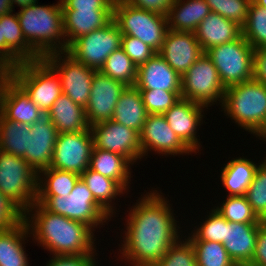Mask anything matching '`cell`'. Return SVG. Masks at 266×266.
<instances>
[{
	"instance_id": "6da1fadb",
	"label": "cell",
	"mask_w": 266,
	"mask_h": 266,
	"mask_svg": "<svg viewBox=\"0 0 266 266\" xmlns=\"http://www.w3.org/2000/svg\"><path fill=\"white\" fill-rule=\"evenodd\" d=\"M161 194L157 190L146 192L129 208L119 249L121 261L129 263L128 266H152L182 237L177 225L179 221L174 217L176 214L167 197Z\"/></svg>"
},
{
	"instance_id": "7a4b0ae2",
	"label": "cell",
	"mask_w": 266,
	"mask_h": 266,
	"mask_svg": "<svg viewBox=\"0 0 266 266\" xmlns=\"http://www.w3.org/2000/svg\"><path fill=\"white\" fill-rule=\"evenodd\" d=\"M23 217L32 241L49 250L51 255H97L95 231L85 223L49 212L36 202L24 212Z\"/></svg>"
},
{
	"instance_id": "3957f363",
	"label": "cell",
	"mask_w": 266,
	"mask_h": 266,
	"mask_svg": "<svg viewBox=\"0 0 266 266\" xmlns=\"http://www.w3.org/2000/svg\"><path fill=\"white\" fill-rule=\"evenodd\" d=\"M17 17L25 40L41 58L67 51L61 0L55 5H29L20 9Z\"/></svg>"
},
{
	"instance_id": "277c9868",
	"label": "cell",
	"mask_w": 266,
	"mask_h": 266,
	"mask_svg": "<svg viewBox=\"0 0 266 266\" xmlns=\"http://www.w3.org/2000/svg\"><path fill=\"white\" fill-rule=\"evenodd\" d=\"M221 108L236 125L253 134L266 114V85L252 79L226 88Z\"/></svg>"
},
{
	"instance_id": "5b68a950",
	"label": "cell",
	"mask_w": 266,
	"mask_h": 266,
	"mask_svg": "<svg viewBox=\"0 0 266 266\" xmlns=\"http://www.w3.org/2000/svg\"><path fill=\"white\" fill-rule=\"evenodd\" d=\"M43 113L63 94L60 77L43 59L26 61L6 72Z\"/></svg>"
},
{
	"instance_id": "8992f818",
	"label": "cell",
	"mask_w": 266,
	"mask_h": 266,
	"mask_svg": "<svg viewBox=\"0 0 266 266\" xmlns=\"http://www.w3.org/2000/svg\"><path fill=\"white\" fill-rule=\"evenodd\" d=\"M36 203L41 204L49 212L85 223L94 231L95 228L105 225L104 223L112 218L94 199L93 194L81 178L68 196H37Z\"/></svg>"
},
{
	"instance_id": "52a82bcc",
	"label": "cell",
	"mask_w": 266,
	"mask_h": 266,
	"mask_svg": "<svg viewBox=\"0 0 266 266\" xmlns=\"http://www.w3.org/2000/svg\"><path fill=\"white\" fill-rule=\"evenodd\" d=\"M113 20L123 36L138 38L157 53L169 30L166 15L136 8L125 0H115Z\"/></svg>"
},
{
	"instance_id": "ba28073f",
	"label": "cell",
	"mask_w": 266,
	"mask_h": 266,
	"mask_svg": "<svg viewBox=\"0 0 266 266\" xmlns=\"http://www.w3.org/2000/svg\"><path fill=\"white\" fill-rule=\"evenodd\" d=\"M38 173L21 157L0 151V192L23 213L37 197Z\"/></svg>"
},
{
	"instance_id": "9c48e42d",
	"label": "cell",
	"mask_w": 266,
	"mask_h": 266,
	"mask_svg": "<svg viewBox=\"0 0 266 266\" xmlns=\"http://www.w3.org/2000/svg\"><path fill=\"white\" fill-rule=\"evenodd\" d=\"M254 48L241 35L238 39L205 51L225 88L253 79Z\"/></svg>"
},
{
	"instance_id": "30bf717a",
	"label": "cell",
	"mask_w": 266,
	"mask_h": 266,
	"mask_svg": "<svg viewBox=\"0 0 266 266\" xmlns=\"http://www.w3.org/2000/svg\"><path fill=\"white\" fill-rule=\"evenodd\" d=\"M225 89L217 69L205 52L182 76L181 98L207 108L215 103L222 105Z\"/></svg>"
},
{
	"instance_id": "8fae6325",
	"label": "cell",
	"mask_w": 266,
	"mask_h": 266,
	"mask_svg": "<svg viewBox=\"0 0 266 266\" xmlns=\"http://www.w3.org/2000/svg\"><path fill=\"white\" fill-rule=\"evenodd\" d=\"M123 34L114 20L104 28L94 30L75 39L67 53L76 61L97 71L104 65L107 57L121 48Z\"/></svg>"
},
{
	"instance_id": "7c38bea8",
	"label": "cell",
	"mask_w": 266,
	"mask_h": 266,
	"mask_svg": "<svg viewBox=\"0 0 266 266\" xmlns=\"http://www.w3.org/2000/svg\"><path fill=\"white\" fill-rule=\"evenodd\" d=\"M43 59L60 77L63 94L85 108L90 98L92 78L97 70L76 61L66 51L48 54Z\"/></svg>"
},
{
	"instance_id": "4fadbf2b",
	"label": "cell",
	"mask_w": 266,
	"mask_h": 266,
	"mask_svg": "<svg viewBox=\"0 0 266 266\" xmlns=\"http://www.w3.org/2000/svg\"><path fill=\"white\" fill-rule=\"evenodd\" d=\"M94 148L91 129L76 133H59L50 168L81 175L90 166Z\"/></svg>"
},
{
	"instance_id": "5bb4252c",
	"label": "cell",
	"mask_w": 266,
	"mask_h": 266,
	"mask_svg": "<svg viewBox=\"0 0 266 266\" xmlns=\"http://www.w3.org/2000/svg\"><path fill=\"white\" fill-rule=\"evenodd\" d=\"M94 147L123 155L133 164L142 159L140 134L111 120L90 126Z\"/></svg>"
},
{
	"instance_id": "9a60e30c",
	"label": "cell",
	"mask_w": 266,
	"mask_h": 266,
	"mask_svg": "<svg viewBox=\"0 0 266 266\" xmlns=\"http://www.w3.org/2000/svg\"><path fill=\"white\" fill-rule=\"evenodd\" d=\"M139 134L142 158L151 150L162 156L194 153L170 128L163 114H148Z\"/></svg>"
},
{
	"instance_id": "2e32d148",
	"label": "cell",
	"mask_w": 266,
	"mask_h": 266,
	"mask_svg": "<svg viewBox=\"0 0 266 266\" xmlns=\"http://www.w3.org/2000/svg\"><path fill=\"white\" fill-rule=\"evenodd\" d=\"M127 85L112 79L100 71L92 78L88 104L85 107L86 119L90 126L112 119L116 104Z\"/></svg>"
},
{
	"instance_id": "e0dca14e",
	"label": "cell",
	"mask_w": 266,
	"mask_h": 266,
	"mask_svg": "<svg viewBox=\"0 0 266 266\" xmlns=\"http://www.w3.org/2000/svg\"><path fill=\"white\" fill-rule=\"evenodd\" d=\"M0 113L8 120L30 126L43 114L7 73H0Z\"/></svg>"
},
{
	"instance_id": "ac0fdd59",
	"label": "cell",
	"mask_w": 266,
	"mask_h": 266,
	"mask_svg": "<svg viewBox=\"0 0 266 266\" xmlns=\"http://www.w3.org/2000/svg\"><path fill=\"white\" fill-rule=\"evenodd\" d=\"M204 108L208 109L199 103L181 98L163 114L170 128L196 154L201 145L200 138H197V129L203 124Z\"/></svg>"
},
{
	"instance_id": "d6986e66",
	"label": "cell",
	"mask_w": 266,
	"mask_h": 266,
	"mask_svg": "<svg viewBox=\"0 0 266 266\" xmlns=\"http://www.w3.org/2000/svg\"><path fill=\"white\" fill-rule=\"evenodd\" d=\"M204 52L194 32L168 30L158 54L181 77Z\"/></svg>"
},
{
	"instance_id": "ffe728a7",
	"label": "cell",
	"mask_w": 266,
	"mask_h": 266,
	"mask_svg": "<svg viewBox=\"0 0 266 266\" xmlns=\"http://www.w3.org/2000/svg\"><path fill=\"white\" fill-rule=\"evenodd\" d=\"M58 134L47 113H43L30 126L28 151L25 152V161L37 173L50 167Z\"/></svg>"
},
{
	"instance_id": "44dd1931",
	"label": "cell",
	"mask_w": 266,
	"mask_h": 266,
	"mask_svg": "<svg viewBox=\"0 0 266 266\" xmlns=\"http://www.w3.org/2000/svg\"><path fill=\"white\" fill-rule=\"evenodd\" d=\"M182 77L156 53L137 67L135 87L139 90H165L181 92Z\"/></svg>"
},
{
	"instance_id": "7402d4cb",
	"label": "cell",
	"mask_w": 266,
	"mask_h": 266,
	"mask_svg": "<svg viewBox=\"0 0 266 266\" xmlns=\"http://www.w3.org/2000/svg\"><path fill=\"white\" fill-rule=\"evenodd\" d=\"M0 25L6 42V72L23 62L41 59L25 40L17 13L11 11L0 16Z\"/></svg>"
},
{
	"instance_id": "603a6c76",
	"label": "cell",
	"mask_w": 266,
	"mask_h": 266,
	"mask_svg": "<svg viewBox=\"0 0 266 266\" xmlns=\"http://www.w3.org/2000/svg\"><path fill=\"white\" fill-rule=\"evenodd\" d=\"M260 224L234 223L225 219V242L230 258L237 266H247L254 255Z\"/></svg>"
},
{
	"instance_id": "cb8c5ba5",
	"label": "cell",
	"mask_w": 266,
	"mask_h": 266,
	"mask_svg": "<svg viewBox=\"0 0 266 266\" xmlns=\"http://www.w3.org/2000/svg\"><path fill=\"white\" fill-rule=\"evenodd\" d=\"M113 20V9H63L66 44L78 37L104 28Z\"/></svg>"
},
{
	"instance_id": "d4e9b609",
	"label": "cell",
	"mask_w": 266,
	"mask_h": 266,
	"mask_svg": "<svg viewBox=\"0 0 266 266\" xmlns=\"http://www.w3.org/2000/svg\"><path fill=\"white\" fill-rule=\"evenodd\" d=\"M194 33L202 51L205 52L216 45L238 39L242 35V27L218 13L210 12Z\"/></svg>"
},
{
	"instance_id": "484cf974",
	"label": "cell",
	"mask_w": 266,
	"mask_h": 266,
	"mask_svg": "<svg viewBox=\"0 0 266 266\" xmlns=\"http://www.w3.org/2000/svg\"><path fill=\"white\" fill-rule=\"evenodd\" d=\"M58 133H76L90 128L85 108L67 95H60L47 113Z\"/></svg>"
},
{
	"instance_id": "4316f807",
	"label": "cell",
	"mask_w": 266,
	"mask_h": 266,
	"mask_svg": "<svg viewBox=\"0 0 266 266\" xmlns=\"http://www.w3.org/2000/svg\"><path fill=\"white\" fill-rule=\"evenodd\" d=\"M211 12L205 0H175L169 7V30L195 32L201 21Z\"/></svg>"
},
{
	"instance_id": "83f0119b",
	"label": "cell",
	"mask_w": 266,
	"mask_h": 266,
	"mask_svg": "<svg viewBox=\"0 0 266 266\" xmlns=\"http://www.w3.org/2000/svg\"><path fill=\"white\" fill-rule=\"evenodd\" d=\"M131 165L133 163L123 155L111 151L93 148L89 168L103 176L115 180L126 192L130 188Z\"/></svg>"
},
{
	"instance_id": "f1b7e54d",
	"label": "cell",
	"mask_w": 266,
	"mask_h": 266,
	"mask_svg": "<svg viewBox=\"0 0 266 266\" xmlns=\"http://www.w3.org/2000/svg\"><path fill=\"white\" fill-rule=\"evenodd\" d=\"M28 237L31 234L24 219L10 229L0 230V266H30L23 246Z\"/></svg>"
},
{
	"instance_id": "f546056e",
	"label": "cell",
	"mask_w": 266,
	"mask_h": 266,
	"mask_svg": "<svg viewBox=\"0 0 266 266\" xmlns=\"http://www.w3.org/2000/svg\"><path fill=\"white\" fill-rule=\"evenodd\" d=\"M147 116L140 90L127 86L116 104L112 120L140 133Z\"/></svg>"
},
{
	"instance_id": "4dcf8cb0",
	"label": "cell",
	"mask_w": 266,
	"mask_h": 266,
	"mask_svg": "<svg viewBox=\"0 0 266 266\" xmlns=\"http://www.w3.org/2000/svg\"><path fill=\"white\" fill-rule=\"evenodd\" d=\"M221 169L222 185L229 192L228 196L245 195L253 180L258 164L244 157L231 159Z\"/></svg>"
},
{
	"instance_id": "1f68e13d",
	"label": "cell",
	"mask_w": 266,
	"mask_h": 266,
	"mask_svg": "<svg viewBox=\"0 0 266 266\" xmlns=\"http://www.w3.org/2000/svg\"><path fill=\"white\" fill-rule=\"evenodd\" d=\"M81 180L87 185L94 199L113 217L115 207L112 204L117 195H124L126 191L113 179L87 168L81 175Z\"/></svg>"
},
{
	"instance_id": "d6a6232c",
	"label": "cell",
	"mask_w": 266,
	"mask_h": 266,
	"mask_svg": "<svg viewBox=\"0 0 266 266\" xmlns=\"http://www.w3.org/2000/svg\"><path fill=\"white\" fill-rule=\"evenodd\" d=\"M29 134L30 125L8 120L0 113V151L25 160Z\"/></svg>"
},
{
	"instance_id": "836d02e7",
	"label": "cell",
	"mask_w": 266,
	"mask_h": 266,
	"mask_svg": "<svg viewBox=\"0 0 266 266\" xmlns=\"http://www.w3.org/2000/svg\"><path fill=\"white\" fill-rule=\"evenodd\" d=\"M79 179L80 175L73 172L44 169L38 173L37 196H68Z\"/></svg>"
},
{
	"instance_id": "e575fe53",
	"label": "cell",
	"mask_w": 266,
	"mask_h": 266,
	"mask_svg": "<svg viewBox=\"0 0 266 266\" xmlns=\"http://www.w3.org/2000/svg\"><path fill=\"white\" fill-rule=\"evenodd\" d=\"M99 71L127 86H134L137 78V66L122 48L113 51Z\"/></svg>"
},
{
	"instance_id": "d590c367",
	"label": "cell",
	"mask_w": 266,
	"mask_h": 266,
	"mask_svg": "<svg viewBox=\"0 0 266 266\" xmlns=\"http://www.w3.org/2000/svg\"><path fill=\"white\" fill-rule=\"evenodd\" d=\"M242 36L254 49L266 46V8L257 5L253 0L242 26Z\"/></svg>"
},
{
	"instance_id": "8d00e7d4",
	"label": "cell",
	"mask_w": 266,
	"mask_h": 266,
	"mask_svg": "<svg viewBox=\"0 0 266 266\" xmlns=\"http://www.w3.org/2000/svg\"><path fill=\"white\" fill-rule=\"evenodd\" d=\"M215 210L227 221L234 223L260 224V218L252 210L245 195L228 196Z\"/></svg>"
},
{
	"instance_id": "74e56055",
	"label": "cell",
	"mask_w": 266,
	"mask_h": 266,
	"mask_svg": "<svg viewBox=\"0 0 266 266\" xmlns=\"http://www.w3.org/2000/svg\"><path fill=\"white\" fill-rule=\"evenodd\" d=\"M197 266H237L230 258L224 245L211 241H191Z\"/></svg>"
},
{
	"instance_id": "f35d334b",
	"label": "cell",
	"mask_w": 266,
	"mask_h": 266,
	"mask_svg": "<svg viewBox=\"0 0 266 266\" xmlns=\"http://www.w3.org/2000/svg\"><path fill=\"white\" fill-rule=\"evenodd\" d=\"M210 212L204 223L200 222L202 224L188 234L187 238L190 241H211L222 244L225 242V218L215 208Z\"/></svg>"
},
{
	"instance_id": "ab89813d",
	"label": "cell",
	"mask_w": 266,
	"mask_h": 266,
	"mask_svg": "<svg viewBox=\"0 0 266 266\" xmlns=\"http://www.w3.org/2000/svg\"><path fill=\"white\" fill-rule=\"evenodd\" d=\"M258 163L254 177L245 196L256 215L261 218L266 213V157Z\"/></svg>"
},
{
	"instance_id": "60d3db41",
	"label": "cell",
	"mask_w": 266,
	"mask_h": 266,
	"mask_svg": "<svg viewBox=\"0 0 266 266\" xmlns=\"http://www.w3.org/2000/svg\"><path fill=\"white\" fill-rule=\"evenodd\" d=\"M179 238L165 255L152 266H197L196 253L188 238Z\"/></svg>"
},
{
	"instance_id": "b9f144b4",
	"label": "cell",
	"mask_w": 266,
	"mask_h": 266,
	"mask_svg": "<svg viewBox=\"0 0 266 266\" xmlns=\"http://www.w3.org/2000/svg\"><path fill=\"white\" fill-rule=\"evenodd\" d=\"M211 12L218 13L241 27L247 19L248 9L252 0H205Z\"/></svg>"
},
{
	"instance_id": "7bdbcfd3",
	"label": "cell",
	"mask_w": 266,
	"mask_h": 266,
	"mask_svg": "<svg viewBox=\"0 0 266 266\" xmlns=\"http://www.w3.org/2000/svg\"><path fill=\"white\" fill-rule=\"evenodd\" d=\"M148 114H164L181 99V92L140 90Z\"/></svg>"
},
{
	"instance_id": "ee69618b",
	"label": "cell",
	"mask_w": 266,
	"mask_h": 266,
	"mask_svg": "<svg viewBox=\"0 0 266 266\" xmlns=\"http://www.w3.org/2000/svg\"><path fill=\"white\" fill-rule=\"evenodd\" d=\"M121 48L137 67L147 62L157 53L140 39L132 36H122Z\"/></svg>"
},
{
	"instance_id": "f6af8a7d",
	"label": "cell",
	"mask_w": 266,
	"mask_h": 266,
	"mask_svg": "<svg viewBox=\"0 0 266 266\" xmlns=\"http://www.w3.org/2000/svg\"><path fill=\"white\" fill-rule=\"evenodd\" d=\"M24 213L0 192V230L10 229L24 219Z\"/></svg>"
},
{
	"instance_id": "bcb514c9",
	"label": "cell",
	"mask_w": 266,
	"mask_h": 266,
	"mask_svg": "<svg viewBox=\"0 0 266 266\" xmlns=\"http://www.w3.org/2000/svg\"><path fill=\"white\" fill-rule=\"evenodd\" d=\"M94 254L52 255L46 266H98Z\"/></svg>"
},
{
	"instance_id": "7dc6e473",
	"label": "cell",
	"mask_w": 266,
	"mask_h": 266,
	"mask_svg": "<svg viewBox=\"0 0 266 266\" xmlns=\"http://www.w3.org/2000/svg\"><path fill=\"white\" fill-rule=\"evenodd\" d=\"M115 0H61L62 9H113Z\"/></svg>"
},
{
	"instance_id": "c3c4849f",
	"label": "cell",
	"mask_w": 266,
	"mask_h": 266,
	"mask_svg": "<svg viewBox=\"0 0 266 266\" xmlns=\"http://www.w3.org/2000/svg\"><path fill=\"white\" fill-rule=\"evenodd\" d=\"M247 266H266V226L261 223L258 229L255 252Z\"/></svg>"
},
{
	"instance_id": "681fc988",
	"label": "cell",
	"mask_w": 266,
	"mask_h": 266,
	"mask_svg": "<svg viewBox=\"0 0 266 266\" xmlns=\"http://www.w3.org/2000/svg\"><path fill=\"white\" fill-rule=\"evenodd\" d=\"M132 6L147 10L153 11L162 15H167L169 7L175 0H125Z\"/></svg>"
},
{
	"instance_id": "f907efd6",
	"label": "cell",
	"mask_w": 266,
	"mask_h": 266,
	"mask_svg": "<svg viewBox=\"0 0 266 266\" xmlns=\"http://www.w3.org/2000/svg\"><path fill=\"white\" fill-rule=\"evenodd\" d=\"M253 79L266 85V46L254 50Z\"/></svg>"
},
{
	"instance_id": "816d5d0a",
	"label": "cell",
	"mask_w": 266,
	"mask_h": 266,
	"mask_svg": "<svg viewBox=\"0 0 266 266\" xmlns=\"http://www.w3.org/2000/svg\"><path fill=\"white\" fill-rule=\"evenodd\" d=\"M0 73H6V42L2 39V25H0Z\"/></svg>"
},
{
	"instance_id": "f5cc1de1",
	"label": "cell",
	"mask_w": 266,
	"mask_h": 266,
	"mask_svg": "<svg viewBox=\"0 0 266 266\" xmlns=\"http://www.w3.org/2000/svg\"><path fill=\"white\" fill-rule=\"evenodd\" d=\"M252 135L256 136V138L258 137V139L260 138V140L266 141V114L262 123L258 126V128Z\"/></svg>"
},
{
	"instance_id": "db71d44e",
	"label": "cell",
	"mask_w": 266,
	"mask_h": 266,
	"mask_svg": "<svg viewBox=\"0 0 266 266\" xmlns=\"http://www.w3.org/2000/svg\"><path fill=\"white\" fill-rule=\"evenodd\" d=\"M37 0H11L12 10L14 9V4L20 7V9L25 8L29 5L36 4Z\"/></svg>"
},
{
	"instance_id": "11a10c76",
	"label": "cell",
	"mask_w": 266,
	"mask_h": 266,
	"mask_svg": "<svg viewBox=\"0 0 266 266\" xmlns=\"http://www.w3.org/2000/svg\"><path fill=\"white\" fill-rule=\"evenodd\" d=\"M12 10L11 0H0V16L7 14Z\"/></svg>"
},
{
	"instance_id": "9f6ffc18",
	"label": "cell",
	"mask_w": 266,
	"mask_h": 266,
	"mask_svg": "<svg viewBox=\"0 0 266 266\" xmlns=\"http://www.w3.org/2000/svg\"><path fill=\"white\" fill-rule=\"evenodd\" d=\"M257 5L266 8V0H253Z\"/></svg>"
},
{
	"instance_id": "6f0895ef",
	"label": "cell",
	"mask_w": 266,
	"mask_h": 266,
	"mask_svg": "<svg viewBox=\"0 0 266 266\" xmlns=\"http://www.w3.org/2000/svg\"><path fill=\"white\" fill-rule=\"evenodd\" d=\"M260 223L266 226V213L260 218Z\"/></svg>"
}]
</instances>
